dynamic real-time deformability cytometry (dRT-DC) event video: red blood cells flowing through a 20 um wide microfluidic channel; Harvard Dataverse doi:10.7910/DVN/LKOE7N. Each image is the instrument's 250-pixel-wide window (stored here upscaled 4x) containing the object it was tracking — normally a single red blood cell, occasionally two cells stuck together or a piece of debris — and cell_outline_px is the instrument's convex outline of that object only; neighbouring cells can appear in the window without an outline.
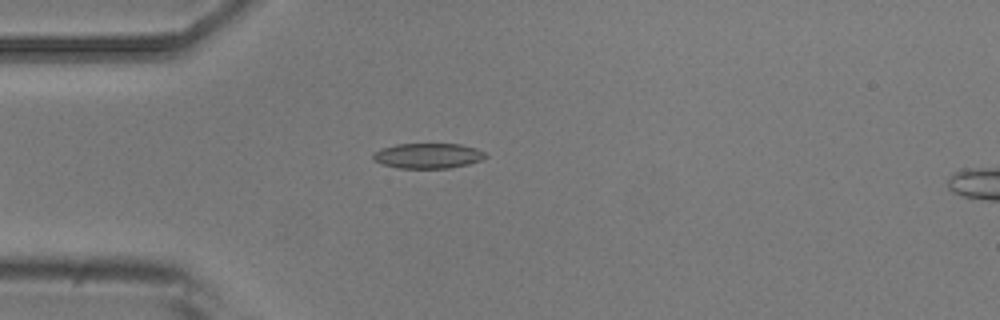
{"species": "common noctule bat (a hibernating species)", "species_latin": "Nyctalus noctula", "temperature_condition": "room temperature", "stored_images_in_passage": 6, "camera_frame_rate_fps": 3000, "um_per_image_px": 0.085, "animal": {"sex": "male", "body_mass_g": 20.5, "forearm_length_mm": 52.5}, "frame": {"image": 1, "passage_image": 5, "time_ms": 4.667, "image_size_px": [1000, 320], "cell_outline_px": [[488, 156], [480, 160], [468, 164], [452, 168], [400, 168], [384, 164], [372, 160], [372, 152], [396, 144], [460, 144], [476, 148], [484, 152]], "centroid_in_image_um": [36.38, 13.24], "position_along_channel_um": 48.6, "area_um2": 16.47}}